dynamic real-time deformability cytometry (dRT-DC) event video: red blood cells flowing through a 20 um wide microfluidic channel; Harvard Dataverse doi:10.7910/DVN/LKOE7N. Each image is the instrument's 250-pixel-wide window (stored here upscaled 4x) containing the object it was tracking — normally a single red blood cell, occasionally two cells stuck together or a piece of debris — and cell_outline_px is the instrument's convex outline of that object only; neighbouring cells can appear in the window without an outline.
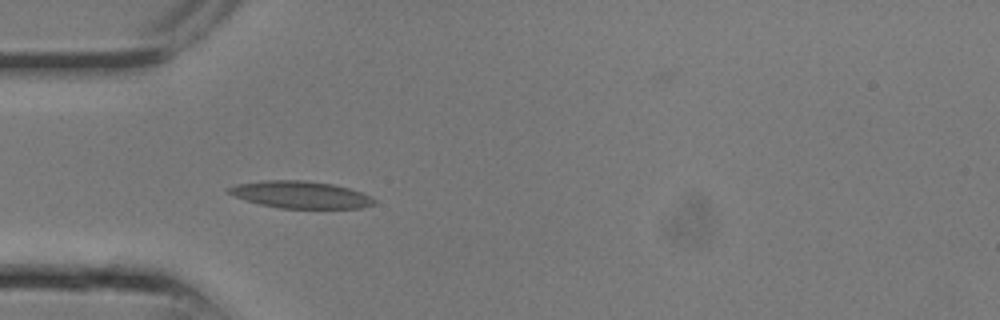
{"species": "common noctule bat (a hibernating species)", "species_latin": "Nyctalus noctula", "temperature_condition": "room temperature", "stored_images_in_passage": 7, "camera_frame_rate_fps": 3000, "um_per_image_px": 0.085, "animal": {"sex": "male", "body_mass_g": 13.3}, "frame": {"image": 1, "passage_image": 7, "time_ms": 2.0, "image_size_px": [1000, 320], "cell_outline_px": [[376, 204], [364, 208], [280, 208], [260, 204], [232, 196], [224, 192], [224, 188], [236, 184], [264, 180], [304, 180], [332, 184], [348, 188], [372, 196], [376, 200]], "centroid_in_image_um": [25.51, 16.55], "position_along_channel_um": 59.5, "area_um2": 23.24}}